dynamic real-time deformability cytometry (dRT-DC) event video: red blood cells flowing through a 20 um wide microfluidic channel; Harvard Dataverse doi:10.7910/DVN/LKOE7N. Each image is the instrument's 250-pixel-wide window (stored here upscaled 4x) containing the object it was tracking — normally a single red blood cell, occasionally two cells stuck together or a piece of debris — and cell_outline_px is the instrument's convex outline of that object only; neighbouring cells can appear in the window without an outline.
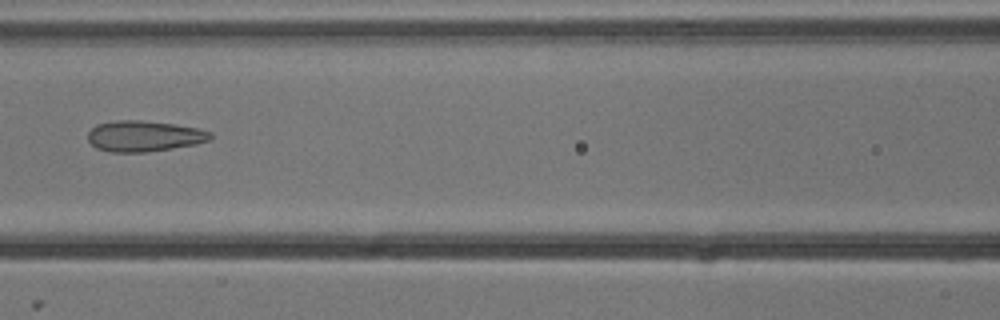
{"species": "common noctule bat (a hibernating species)", "species_latin": "Nyctalus noctula", "temperature_condition": "cold", "stored_images_in_passage": 3, "camera_frame_rate_fps": 3000, "um_per_image_px": 0.085, "animal": {"sex": "male", "body_mass_g": 13.3}, "frame": {"image": 1, "passage_image": 3, "time_ms": 0.667, "image_size_px": [1000, 320], "cell_outline_px": [[212, 136], [208, 140], [196, 144], [172, 148], [144, 152], [112, 152], [96, 148], [88, 140], [88, 132], [96, 124], [116, 120], [140, 120], [176, 124], [196, 128], [212, 132]], "centroid_in_image_um": [12.23, 11.56], "position_along_channel_um": 154.4, "area_um2": 21.96}}